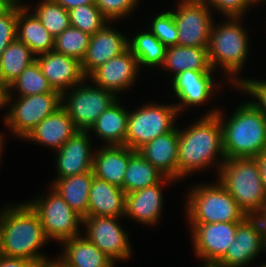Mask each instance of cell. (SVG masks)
Here are the masks:
<instances>
[{
	"instance_id": "cell-9",
	"label": "cell",
	"mask_w": 266,
	"mask_h": 267,
	"mask_svg": "<svg viewBox=\"0 0 266 267\" xmlns=\"http://www.w3.org/2000/svg\"><path fill=\"white\" fill-rule=\"evenodd\" d=\"M62 106L60 92H48L29 96H8L3 125L10 136L23 141L28 134L47 116Z\"/></svg>"
},
{
	"instance_id": "cell-24",
	"label": "cell",
	"mask_w": 266,
	"mask_h": 267,
	"mask_svg": "<svg viewBox=\"0 0 266 267\" xmlns=\"http://www.w3.org/2000/svg\"><path fill=\"white\" fill-rule=\"evenodd\" d=\"M119 98L115 103L108 107L88 131L90 136H95L98 145H125L127 133L129 109L124 106Z\"/></svg>"
},
{
	"instance_id": "cell-6",
	"label": "cell",
	"mask_w": 266,
	"mask_h": 267,
	"mask_svg": "<svg viewBox=\"0 0 266 267\" xmlns=\"http://www.w3.org/2000/svg\"><path fill=\"white\" fill-rule=\"evenodd\" d=\"M247 216H256L266 201L256 158H229L216 176Z\"/></svg>"
},
{
	"instance_id": "cell-2",
	"label": "cell",
	"mask_w": 266,
	"mask_h": 267,
	"mask_svg": "<svg viewBox=\"0 0 266 267\" xmlns=\"http://www.w3.org/2000/svg\"><path fill=\"white\" fill-rule=\"evenodd\" d=\"M8 203L0 208V254L35 263L50 258L41 250L50 241L37 212L27 201Z\"/></svg>"
},
{
	"instance_id": "cell-40",
	"label": "cell",
	"mask_w": 266,
	"mask_h": 267,
	"mask_svg": "<svg viewBox=\"0 0 266 267\" xmlns=\"http://www.w3.org/2000/svg\"><path fill=\"white\" fill-rule=\"evenodd\" d=\"M247 78L238 88H234L236 92L248 95L252 103L266 116V80ZM253 98V99H252Z\"/></svg>"
},
{
	"instance_id": "cell-16",
	"label": "cell",
	"mask_w": 266,
	"mask_h": 267,
	"mask_svg": "<svg viewBox=\"0 0 266 267\" xmlns=\"http://www.w3.org/2000/svg\"><path fill=\"white\" fill-rule=\"evenodd\" d=\"M176 184L175 179L165 177L160 183L126 194L124 218H129V221L133 220L134 224L144 227L159 225L164 218L162 211L166 205L163 190L166 186H176Z\"/></svg>"
},
{
	"instance_id": "cell-48",
	"label": "cell",
	"mask_w": 266,
	"mask_h": 267,
	"mask_svg": "<svg viewBox=\"0 0 266 267\" xmlns=\"http://www.w3.org/2000/svg\"><path fill=\"white\" fill-rule=\"evenodd\" d=\"M256 217L260 220L261 226L264 229L266 235V201L263 204L261 211L256 215Z\"/></svg>"
},
{
	"instance_id": "cell-35",
	"label": "cell",
	"mask_w": 266,
	"mask_h": 267,
	"mask_svg": "<svg viewBox=\"0 0 266 267\" xmlns=\"http://www.w3.org/2000/svg\"><path fill=\"white\" fill-rule=\"evenodd\" d=\"M91 35L76 27L69 26L55 37L53 50L57 53L76 58L80 62L86 55Z\"/></svg>"
},
{
	"instance_id": "cell-30",
	"label": "cell",
	"mask_w": 266,
	"mask_h": 267,
	"mask_svg": "<svg viewBox=\"0 0 266 267\" xmlns=\"http://www.w3.org/2000/svg\"><path fill=\"white\" fill-rule=\"evenodd\" d=\"M144 28L143 30L137 28L135 33L128 35V48L137 58L141 70L160 69L165 60L166 47L147 28Z\"/></svg>"
},
{
	"instance_id": "cell-42",
	"label": "cell",
	"mask_w": 266,
	"mask_h": 267,
	"mask_svg": "<svg viewBox=\"0 0 266 267\" xmlns=\"http://www.w3.org/2000/svg\"><path fill=\"white\" fill-rule=\"evenodd\" d=\"M0 267H35V262L0 254Z\"/></svg>"
},
{
	"instance_id": "cell-8",
	"label": "cell",
	"mask_w": 266,
	"mask_h": 267,
	"mask_svg": "<svg viewBox=\"0 0 266 267\" xmlns=\"http://www.w3.org/2000/svg\"><path fill=\"white\" fill-rule=\"evenodd\" d=\"M46 188L47 191L37 194L36 198L26 199L37 212L46 238L59 245L82 235L83 218L50 185Z\"/></svg>"
},
{
	"instance_id": "cell-14",
	"label": "cell",
	"mask_w": 266,
	"mask_h": 267,
	"mask_svg": "<svg viewBox=\"0 0 266 267\" xmlns=\"http://www.w3.org/2000/svg\"><path fill=\"white\" fill-rule=\"evenodd\" d=\"M193 255L200 262L218 263L234 242L237 222L188 223Z\"/></svg>"
},
{
	"instance_id": "cell-38",
	"label": "cell",
	"mask_w": 266,
	"mask_h": 267,
	"mask_svg": "<svg viewBox=\"0 0 266 267\" xmlns=\"http://www.w3.org/2000/svg\"><path fill=\"white\" fill-rule=\"evenodd\" d=\"M141 0H95V5L110 22L127 20L136 14ZM132 14V16H131Z\"/></svg>"
},
{
	"instance_id": "cell-25",
	"label": "cell",
	"mask_w": 266,
	"mask_h": 267,
	"mask_svg": "<svg viewBox=\"0 0 266 267\" xmlns=\"http://www.w3.org/2000/svg\"><path fill=\"white\" fill-rule=\"evenodd\" d=\"M126 193L118 186L93 176L85 217H124Z\"/></svg>"
},
{
	"instance_id": "cell-39",
	"label": "cell",
	"mask_w": 266,
	"mask_h": 267,
	"mask_svg": "<svg viewBox=\"0 0 266 267\" xmlns=\"http://www.w3.org/2000/svg\"><path fill=\"white\" fill-rule=\"evenodd\" d=\"M214 14L223 17H245L255 7L248 0H203Z\"/></svg>"
},
{
	"instance_id": "cell-3",
	"label": "cell",
	"mask_w": 266,
	"mask_h": 267,
	"mask_svg": "<svg viewBox=\"0 0 266 267\" xmlns=\"http://www.w3.org/2000/svg\"><path fill=\"white\" fill-rule=\"evenodd\" d=\"M220 20L219 23V20H214L212 24L208 57L211 68L219 72L233 90L246 79L242 73L249 63L251 38L247 26L243 25L245 17H224V21Z\"/></svg>"
},
{
	"instance_id": "cell-29",
	"label": "cell",
	"mask_w": 266,
	"mask_h": 267,
	"mask_svg": "<svg viewBox=\"0 0 266 267\" xmlns=\"http://www.w3.org/2000/svg\"><path fill=\"white\" fill-rule=\"evenodd\" d=\"M93 171L53 179L49 184L69 206L82 218L87 215L90 187L93 181Z\"/></svg>"
},
{
	"instance_id": "cell-37",
	"label": "cell",
	"mask_w": 266,
	"mask_h": 267,
	"mask_svg": "<svg viewBox=\"0 0 266 267\" xmlns=\"http://www.w3.org/2000/svg\"><path fill=\"white\" fill-rule=\"evenodd\" d=\"M145 26L166 48L178 45V31L173 13L169 10H161ZM149 25V26H148Z\"/></svg>"
},
{
	"instance_id": "cell-45",
	"label": "cell",
	"mask_w": 266,
	"mask_h": 267,
	"mask_svg": "<svg viewBox=\"0 0 266 267\" xmlns=\"http://www.w3.org/2000/svg\"><path fill=\"white\" fill-rule=\"evenodd\" d=\"M256 159L260 169L261 180L266 191V150L256 157Z\"/></svg>"
},
{
	"instance_id": "cell-28",
	"label": "cell",
	"mask_w": 266,
	"mask_h": 267,
	"mask_svg": "<svg viewBox=\"0 0 266 267\" xmlns=\"http://www.w3.org/2000/svg\"><path fill=\"white\" fill-rule=\"evenodd\" d=\"M16 38L26 44L37 56L53 51L55 38L45 29L29 9H18Z\"/></svg>"
},
{
	"instance_id": "cell-51",
	"label": "cell",
	"mask_w": 266,
	"mask_h": 267,
	"mask_svg": "<svg viewBox=\"0 0 266 267\" xmlns=\"http://www.w3.org/2000/svg\"><path fill=\"white\" fill-rule=\"evenodd\" d=\"M201 263L202 264H200L198 267H223L221 264L215 262H201Z\"/></svg>"
},
{
	"instance_id": "cell-22",
	"label": "cell",
	"mask_w": 266,
	"mask_h": 267,
	"mask_svg": "<svg viewBox=\"0 0 266 267\" xmlns=\"http://www.w3.org/2000/svg\"><path fill=\"white\" fill-rule=\"evenodd\" d=\"M178 143L177 125L172 131L159 135L137 151L166 177L173 178L178 182Z\"/></svg>"
},
{
	"instance_id": "cell-31",
	"label": "cell",
	"mask_w": 266,
	"mask_h": 267,
	"mask_svg": "<svg viewBox=\"0 0 266 267\" xmlns=\"http://www.w3.org/2000/svg\"><path fill=\"white\" fill-rule=\"evenodd\" d=\"M34 61L36 55L31 49L19 39H14L0 56V81L9 86Z\"/></svg>"
},
{
	"instance_id": "cell-32",
	"label": "cell",
	"mask_w": 266,
	"mask_h": 267,
	"mask_svg": "<svg viewBox=\"0 0 266 267\" xmlns=\"http://www.w3.org/2000/svg\"><path fill=\"white\" fill-rule=\"evenodd\" d=\"M165 177L162 172L136 151L127 164L123 180V191L128 194L160 183Z\"/></svg>"
},
{
	"instance_id": "cell-26",
	"label": "cell",
	"mask_w": 266,
	"mask_h": 267,
	"mask_svg": "<svg viewBox=\"0 0 266 267\" xmlns=\"http://www.w3.org/2000/svg\"><path fill=\"white\" fill-rule=\"evenodd\" d=\"M57 255L66 267H116L117 264L83 234L64 240Z\"/></svg>"
},
{
	"instance_id": "cell-4",
	"label": "cell",
	"mask_w": 266,
	"mask_h": 267,
	"mask_svg": "<svg viewBox=\"0 0 266 267\" xmlns=\"http://www.w3.org/2000/svg\"><path fill=\"white\" fill-rule=\"evenodd\" d=\"M237 104L230 115L222 107L216 113L222 126L225 158H256L266 150V116L250 99Z\"/></svg>"
},
{
	"instance_id": "cell-18",
	"label": "cell",
	"mask_w": 266,
	"mask_h": 267,
	"mask_svg": "<svg viewBox=\"0 0 266 267\" xmlns=\"http://www.w3.org/2000/svg\"><path fill=\"white\" fill-rule=\"evenodd\" d=\"M95 137L88 131H77L65 144L54 151V179L66 178L92 171L93 157L96 149ZM95 144V145H93ZM95 146V147H94Z\"/></svg>"
},
{
	"instance_id": "cell-13",
	"label": "cell",
	"mask_w": 266,
	"mask_h": 267,
	"mask_svg": "<svg viewBox=\"0 0 266 267\" xmlns=\"http://www.w3.org/2000/svg\"><path fill=\"white\" fill-rule=\"evenodd\" d=\"M174 21L178 31V46L208 48L212 24L216 17L203 0H175ZM172 9V10H171Z\"/></svg>"
},
{
	"instance_id": "cell-12",
	"label": "cell",
	"mask_w": 266,
	"mask_h": 267,
	"mask_svg": "<svg viewBox=\"0 0 266 267\" xmlns=\"http://www.w3.org/2000/svg\"><path fill=\"white\" fill-rule=\"evenodd\" d=\"M122 219L126 220L123 217H84L82 225V234L116 264L127 263L134 253L130 232L121 224Z\"/></svg>"
},
{
	"instance_id": "cell-15",
	"label": "cell",
	"mask_w": 266,
	"mask_h": 267,
	"mask_svg": "<svg viewBox=\"0 0 266 267\" xmlns=\"http://www.w3.org/2000/svg\"><path fill=\"white\" fill-rule=\"evenodd\" d=\"M266 253V235L256 216H246L237 222L234 242L218 262L223 267H248Z\"/></svg>"
},
{
	"instance_id": "cell-36",
	"label": "cell",
	"mask_w": 266,
	"mask_h": 267,
	"mask_svg": "<svg viewBox=\"0 0 266 267\" xmlns=\"http://www.w3.org/2000/svg\"><path fill=\"white\" fill-rule=\"evenodd\" d=\"M68 12L70 25L89 35H94L110 22L95 4L79 5Z\"/></svg>"
},
{
	"instance_id": "cell-49",
	"label": "cell",
	"mask_w": 266,
	"mask_h": 267,
	"mask_svg": "<svg viewBox=\"0 0 266 267\" xmlns=\"http://www.w3.org/2000/svg\"><path fill=\"white\" fill-rule=\"evenodd\" d=\"M5 134H7V133H4V131L0 130V165H1V161L3 160L2 157L4 156V152H5L4 146H6V143H7V141H6L7 138H5L6 137Z\"/></svg>"
},
{
	"instance_id": "cell-17",
	"label": "cell",
	"mask_w": 266,
	"mask_h": 267,
	"mask_svg": "<svg viewBox=\"0 0 266 267\" xmlns=\"http://www.w3.org/2000/svg\"><path fill=\"white\" fill-rule=\"evenodd\" d=\"M142 72L137 58L127 48L97 68L88 79L95 86L112 91L120 98L125 91L135 87Z\"/></svg>"
},
{
	"instance_id": "cell-43",
	"label": "cell",
	"mask_w": 266,
	"mask_h": 267,
	"mask_svg": "<svg viewBox=\"0 0 266 267\" xmlns=\"http://www.w3.org/2000/svg\"><path fill=\"white\" fill-rule=\"evenodd\" d=\"M58 3L67 10L78 7L79 5L95 4V0H51Z\"/></svg>"
},
{
	"instance_id": "cell-1",
	"label": "cell",
	"mask_w": 266,
	"mask_h": 267,
	"mask_svg": "<svg viewBox=\"0 0 266 267\" xmlns=\"http://www.w3.org/2000/svg\"><path fill=\"white\" fill-rule=\"evenodd\" d=\"M217 107L201 113L186 127L178 125V182L212 169L217 175L226 160L222 126L216 114L220 106Z\"/></svg>"
},
{
	"instance_id": "cell-46",
	"label": "cell",
	"mask_w": 266,
	"mask_h": 267,
	"mask_svg": "<svg viewBox=\"0 0 266 267\" xmlns=\"http://www.w3.org/2000/svg\"><path fill=\"white\" fill-rule=\"evenodd\" d=\"M8 86L0 81V111L7 109L8 106Z\"/></svg>"
},
{
	"instance_id": "cell-11",
	"label": "cell",
	"mask_w": 266,
	"mask_h": 267,
	"mask_svg": "<svg viewBox=\"0 0 266 267\" xmlns=\"http://www.w3.org/2000/svg\"><path fill=\"white\" fill-rule=\"evenodd\" d=\"M118 99L114 92L97 87L86 78L62 94V107L78 131H89L99 115Z\"/></svg>"
},
{
	"instance_id": "cell-41",
	"label": "cell",
	"mask_w": 266,
	"mask_h": 267,
	"mask_svg": "<svg viewBox=\"0 0 266 267\" xmlns=\"http://www.w3.org/2000/svg\"><path fill=\"white\" fill-rule=\"evenodd\" d=\"M18 9L11 8L0 16V56L5 48L16 39Z\"/></svg>"
},
{
	"instance_id": "cell-21",
	"label": "cell",
	"mask_w": 266,
	"mask_h": 267,
	"mask_svg": "<svg viewBox=\"0 0 266 267\" xmlns=\"http://www.w3.org/2000/svg\"><path fill=\"white\" fill-rule=\"evenodd\" d=\"M72 119L61 106L44 118L23 140L37 146H46L52 152L61 148L76 132Z\"/></svg>"
},
{
	"instance_id": "cell-27",
	"label": "cell",
	"mask_w": 266,
	"mask_h": 267,
	"mask_svg": "<svg viewBox=\"0 0 266 267\" xmlns=\"http://www.w3.org/2000/svg\"><path fill=\"white\" fill-rule=\"evenodd\" d=\"M186 70L214 71L210 65L208 48L178 45L167 47L164 63L160 67L161 72H166L167 80L170 81L174 76Z\"/></svg>"
},
{
	"instance_id": "cell-20",
	"label": "cell",
	"mask_w": 266,
	"mask_h": 267,
	"mask_svg": "<svg viewBox=\"0 0 266 267\" xmlns=\"http://www.w3.org/2000/svg\"><path fill=\"white\" fill-rule=\"evenodd\" d=\"M36 61L52 89L61 94L86 79L79 60L54 50L37 55Z\"/></svg>"
},
{
	"instance_id": "cell-23",
	"label": "cell",
	"mask_w": 266,
	"mask_h": 267,
	"mask_svg": "<svg viewBox=\"0 0 266 267\" xmlns=\"http://www.w3.org/2000/svg\"><path fill=\"white\" fill-rule=\"evenodd\" d=\"M135 152L125 145L97 146L92 166L94 176L123 190L127 164Z\"/></svg>"
},
{
	"instance_id": "cell-44",
	"label": "cell",
	"mask_w": 266,
	"mask_h": 267,
	"mask_svg": "<svg viewBox=\"0 0 266 267\" xmlns=\"http://www.w3.org/2000/svg\"><path fill=\"white\" fill-rule=\"evenodd\" d=\"M35 267H66L65 263L56 256L55 258H48L45 260L37 261Z\"/></svg>"
},
{
	"instance_id": "cell-5",
	"label": "cell",
	"mask_w": 266,
	"mask_h": 267,
	"mask_svg": "<svg viewBox=\"0 0 266 267\" xmlns=\"http://www.w3.org/2000/svg\"><path fill=\"white\" fill-rule=\"evenodd\" d=\"M211 182H194L186 193L183 209L187 223L241 222L247 215L230 193L214 178Z\"/></svg>"
},
{
	"instance_id": "cell-50",
	"label": "cell",
	"mask_w": 266,
	"mask_h": 267,
	"mask_svg": "<svg viewBox=\"0 0 266 267\" xmlns=\"http://www.w3.org/2000/svg\"><path fill=\"white\" fill-rule=\"evenodd\" d=\"M11 8L4 0H0V16L6 14Z\"/></svg>"
},
{
	"instance_id": "cell-7",
	"label": "cell",
	"mask_w": 266,
	"mask_h": 267,
	"mask_svg": "<svg viewBox=\"0 0 266 267\" xmlns=\"http://www.w3.org/2000/svg\"><path fill=\"white\" fill-rule=\"evenodd\" d=\"M169 103L151 99L129 110L125 146L137 151L159 135L172 131L181 116L175 104Z\"/></svg>"
},
{
	"instance_id": "cell-33",
	"label": "cell",
	"mask_w": 266,
	"mask_h": 267,
	"mask_svg": "<svg viewBox=\"0 0 266 267\" xmlns=\"http://www.w3.org/2000/svg\"><path fill=\"white\" fill-rule=\"evenodd\" d=\"M35 3H29L28 8L54 38L70 26L68 10L58 3L51 0H39Z\"/></svg>"
},
{
	"instance_id": "cell-19",
	"label": "cell",
	"mask_w": 266,
	"mask_h": 267,
	"mask_svg": "<svg viewBox=\"0 0 266 267\" xmlns=\"http://www.w3.org/2000/svg\"><path fill=\"white\" fill-rule=\"evenodd\" d=\"M116 23L109 22L101 30L91 35L86 55L81 61L82 71L86 78L128 48V34H125L123 29L121 31L114 28Z\"/></svg>"
},
{
	"instance_id": "cell-34",
	"label": "cell",
	"mask_w": 266,
	"mask_h": 267,
	"mask_svg": "<svg viewBox=\"0 0 266 267\" xmlns=\"http://www.w3.org/2000/svg\"><path fill=\"white\" fill-rule=\"evenodd\" d=\"M8 90V96H29L58 92L49 85L37 61L26 67L16 80L8 86Z\"/></svg>"
},
{
	"instance_id": "cell-53",
	"label": "cell",
	"mask_w": 266,
	"mask_h": 267,
	"mask_svg": "<svg viewBox=\"0 0 266 267\" xmlns=\"http://www.w3.org/2000/svg\"><path fill=\"white\" fill-rule=\"evenodd\" d=\"M260 263V265L259 264H256L257 266L256 267H266V262H259Z\"/></svg>"
},
{
	"instance_id": "cell-10",
	"label": "cell",
	"mask_w": 266,
	"mask_h": 267,
	"mask_svg": "<svg viewBox=\"0 0 266 267\" xmlns=\"http://www.w3.org/2000/svg\"><path fill=\"white\" fill-rule=\"evenodd\" d=\"M216 75L218 77L219 74L215 71L186 70L170 80L168 90H172L170 94L175 99L173 103L182 118H184L183 115H186L185 111L187 113L190 108V110L197 107L200 109V106L209 105L207 106L208 109L210 107L209 102L212 103L211 101L216 99L217 93L219 95L220 91L223 92V86L226 85V88L231 90L232 87H228L229 84L225 79L222 77L218 79Z\"/></svg>"
},
{
	"instance_id": "cell-47",
	"label": "cell",
	"mask_w": 266,
	"mask_h": 267,
	"mask_svg": "<svg viewBox=\"0 0 266 267\" xmlns=\"http://www.w3.org/2000/svg\"><path fill=\"white\" fill-rule=\"evenodd\" d=\"M9 6L17 9H25L29 6V1L26 3V0H4Z\"/></svg>"
},
{
	"instance_id": "cell-52",
	"label": "cell",
	"mask_w": 266,
	"mask_h": 267,
	"mask_svg": "<svg viewBox=\"0 0 266 267\" xmlns=\"http://www.w3.org/2000/svg\"><path fill=\"white\" fill-rule=\"evenodd\" d=\"M254 7L261 6L263 3L266 4V0H248ZM262 3V4H261Z\"/></svg>"
}]
</instances>
